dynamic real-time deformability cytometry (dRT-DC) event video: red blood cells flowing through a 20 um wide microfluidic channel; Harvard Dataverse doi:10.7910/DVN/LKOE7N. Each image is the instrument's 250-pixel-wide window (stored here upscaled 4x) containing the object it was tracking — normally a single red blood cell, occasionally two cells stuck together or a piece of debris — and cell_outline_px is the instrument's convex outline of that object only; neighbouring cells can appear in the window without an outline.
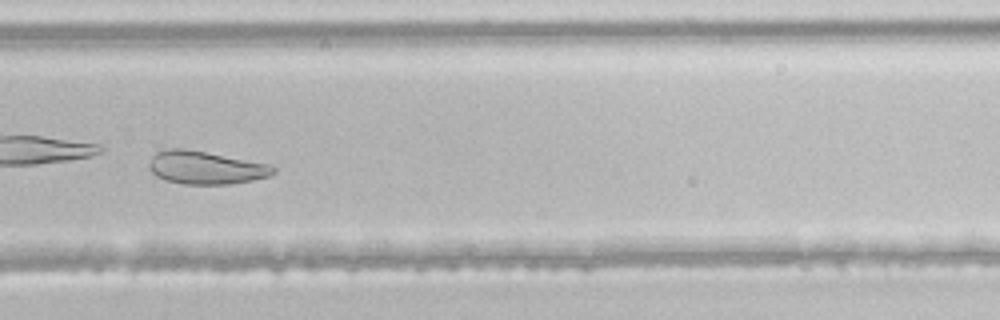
{"species": "common noctule bat (a hibernating species)", "species_latin": "Nyctalus noctula", "temperature_condition": "room temperature", "stored_images_in_passage": 41, "camera_frame_rate_fps": 3000, "um_per_image_px": 0.085, "animal": {"sex": "male", "body_mass_g": 21.5, "forearm_length_mm": 52.0}, "frame": {"image": 1, "passage_image": 30, "time_ms": 9.667, "image_size_px": [1000, 320], "cell_outline_px": [[276, 172], [268, 176], [252, 180], [228, 184], [184, 184], [168, 180], [156, 176], [148, 168], [148, 164], [152, 156], [156, 152], [172, 148], [180, 148], [204, 152], [268, 164], [276, 168]], "centroid_in_image_um": [17.45, 14.25], "position_along_channel_um": 312.3, "area_um2": 23.47}}